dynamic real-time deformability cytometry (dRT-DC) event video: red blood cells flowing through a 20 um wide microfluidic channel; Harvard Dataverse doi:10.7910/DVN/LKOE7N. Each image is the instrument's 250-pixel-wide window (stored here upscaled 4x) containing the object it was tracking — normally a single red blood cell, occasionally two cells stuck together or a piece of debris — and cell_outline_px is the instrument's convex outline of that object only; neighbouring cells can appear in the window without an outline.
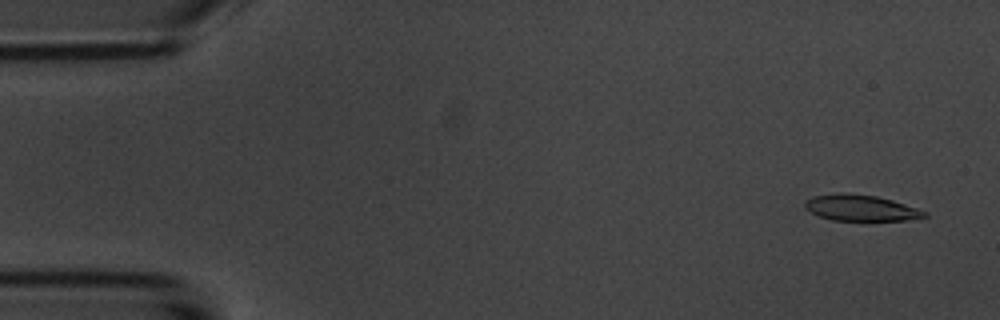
{"species": "common noctule bat (a hibernating species)", "species_latin": "Nyctalus noctula", "temperature_condition": "room temperature", "stored_images_in_passage": 54, "camera_frame_rate_fps": 3000, "um_per_image_px": 0.085, "animal": {"sex": "male", "body_mass_g": 20.1, "forearm_length_mm": 53.5}, "frame": {"image": 1, "passage_image": 3, "time_ms": 0.667, "image_size_px": [1000, 320], "cell_outline_px": [[928, 216], [904, 220], [832, 220], [820, 216], [804, 208], [804, 204], [812, 196], [840, 192], [848, 192], [876, 196], [892, 200], [928, 212]], "centroid_in_image_um": [73.15, 17.65], "position_along_channel_um": 11.9, "area_um2": 18.03}}
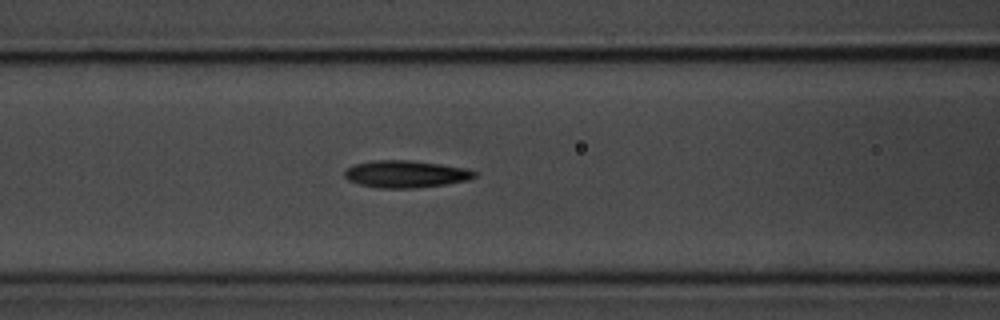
{"frame": {"image": 2, "passage_image": 22, "time_ms": 7.0, "image_size_px": [1000, 320], "cell_outline_px": [[476, 176], [468, 180], [444, 184], [412, 188], [380, 188], [360, 184], [348, 180], [344, 176], [344, 172], [352, 164], [372, 160], [408, 160], [440, 164], [468, 168], [476, 172]], "centroid_in_image_um": [34.47, 14.78], "position_along_channel_um": 132.1, "area_um2": 20.52}}
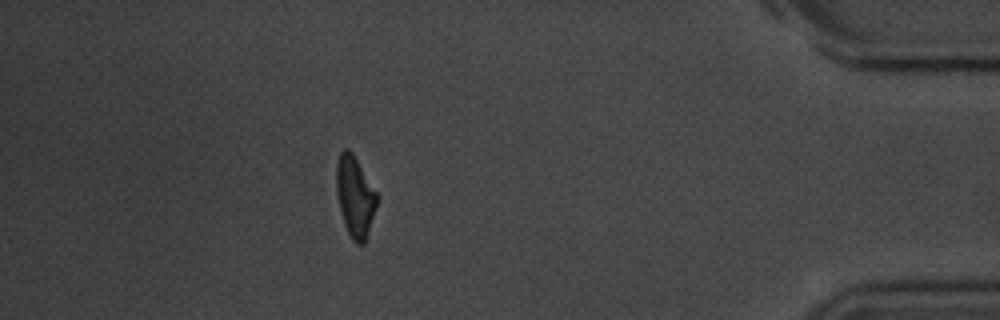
{"frame": {"image": 3, "passage_image": 48, "time_ms": 15.667, "image_size_px": [1000, 320], "cell_outline_px": [[380, 196], [364, 244], [356, 244], [352, 240], [344, 224], [336, 192], [336, 164], [340, 152], [344, 148], [348, 148], [352, 152]], "centroid_in_image_um": [30.19, 16.68], "position_along_channel_um": 405.0, "area_um2": 19.25}, "authors_computed_cell_mechanics": {"area_um2": 19.6809, "velocity_mm_per_s": 3.7079, "shape_relaxation_time_tau1_ms": 2.4049, "shape_relaxation_time_tau2_ms": 3.5845, "deformation_change_tau1": 0.1149, "deformation_change_tau2": 0.126}}